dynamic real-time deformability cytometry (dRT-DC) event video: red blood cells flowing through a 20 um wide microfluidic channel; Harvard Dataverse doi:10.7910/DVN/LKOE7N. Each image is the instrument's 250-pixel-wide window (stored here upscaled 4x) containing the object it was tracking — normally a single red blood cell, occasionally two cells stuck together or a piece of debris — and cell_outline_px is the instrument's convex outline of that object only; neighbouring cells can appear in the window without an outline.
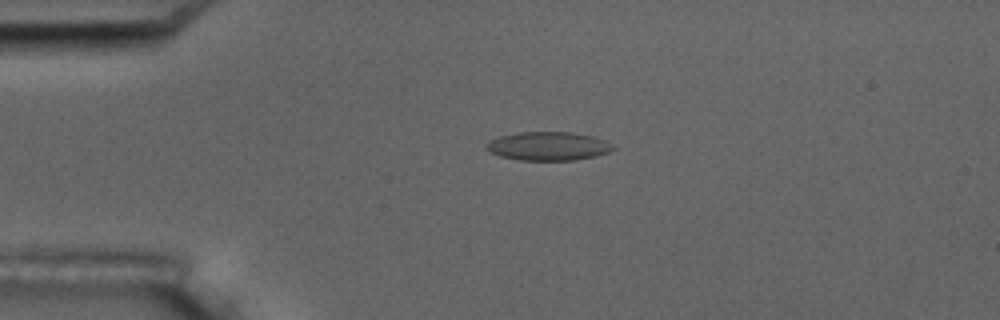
{"species": "common noctule bat (a hibernating species)", "species_latin": "Nyctalus noctula", "temperature_condition": "room temperature", "stored_images_in_passage": 9, "camera_frame_rate_fps": 3000, "um_per_image_px": 0.085, "animal": {"sex": "male", "body_mass_g": 17.5, "forearm_length_mm": 52.3}, "frame": {"image": 1, "passage_image": 2, "time_ms": 1.0, "image_size_px": [1000, 320], "cell_outline_px": [[616, 148], [608, 152], [596, 156], [576, 160], [520, 160], [500, 156], [488, 152], [488, 144], [492, 140], [500, 136], [520, 132], [572, 132], [592, 136], [604, 140], [612, 144]], "centroid_in_image_um": [46.64, 12.42], "position_along_channel_um": 38.4, "area_um2": 20.98}}
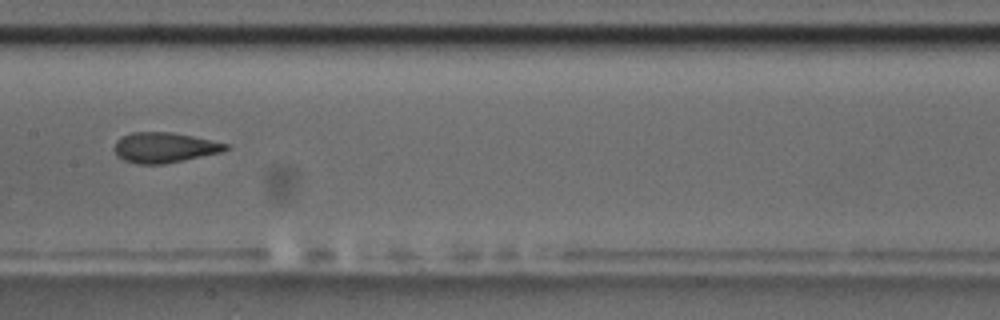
{"frame": {"image": 2, "passage_image": 6, "time_ms": 6.0, "image_size_px": [1000, 320], "cell_outline_px": [[228, 148], [220, 152], [164, 164], [136, 164], [124, 160], [116, 156], [112, 148], [116, 140], [120, 136], [132, 132], [172, 132], [192, 136], [228, 144]], "centroid_in_image_um": [13.87, 12.54], "position_along_channel_um": 193.5, "area_um2": 19.65}}
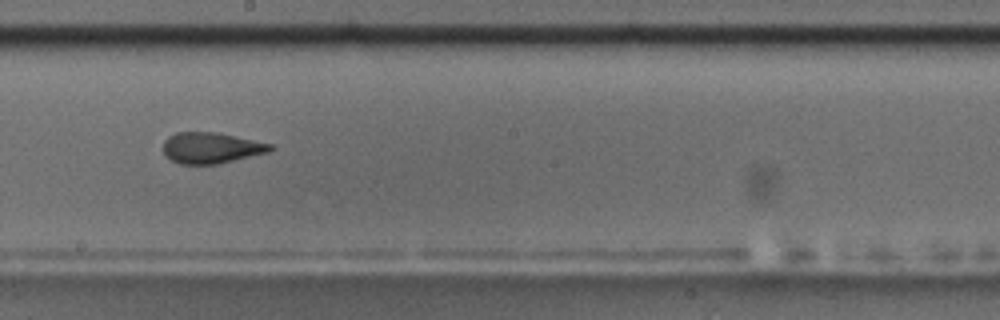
{"frame": {"image": 3, "passage_image": 7, "time_ms": 7.0, "image_size_px": [1000, 320], "cell_outline_px": [[276, 148], [268, 152], [220, 164], [180, 164], [168, 160], [164, 156], [164, 140], [168, 136], [176, 132], [216, 132], [272, 144]], "centroid_in_image_um": [17.92, 12.58], "position_along_channel_um": 230.3, "area_um2": 19.54}}